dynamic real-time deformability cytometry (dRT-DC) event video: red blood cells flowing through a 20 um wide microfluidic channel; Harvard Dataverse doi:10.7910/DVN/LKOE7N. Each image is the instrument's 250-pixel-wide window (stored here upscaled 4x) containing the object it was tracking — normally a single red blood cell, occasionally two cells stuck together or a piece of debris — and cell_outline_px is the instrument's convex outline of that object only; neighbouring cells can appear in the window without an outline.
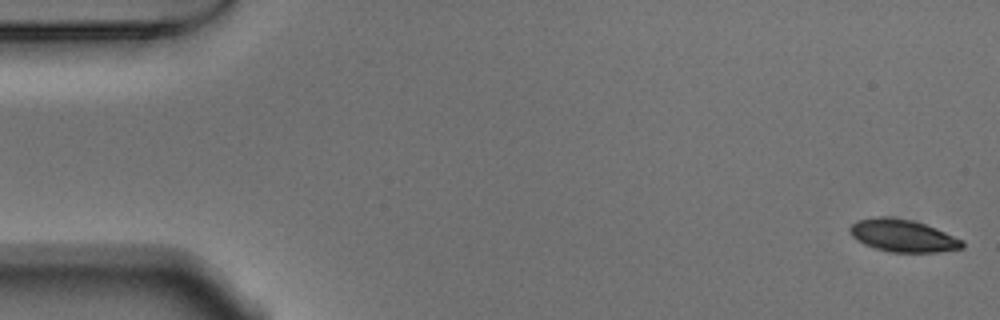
{"species": "Egyptian fruit bat (a non-hibernating species)", "species_latin": "Rousettus aegyptiacus", "temperature_condition": "warm", "stored_images_in_passage": 53, "camera_frame_rate_fps": 3000, "um_per_image_px": 0.085, "animal": {"sex": "male"}, "frame": {"image": 1, "passage_image": 1, "time_ms": 0.0, "image_size_px": [1000, 320], "cell_outline_px": [[964, 248], [936, 252], [888, 252], [864, 244], [852, 236], [848, 228], [856, 220], [880, 216], [884, 216], [912, 220], [936, 228], [964, 240]], "centroid_in_image_um": [76.75, 20.03], "position_along_channel_um": 8.3, "area_um2": 21.21}}
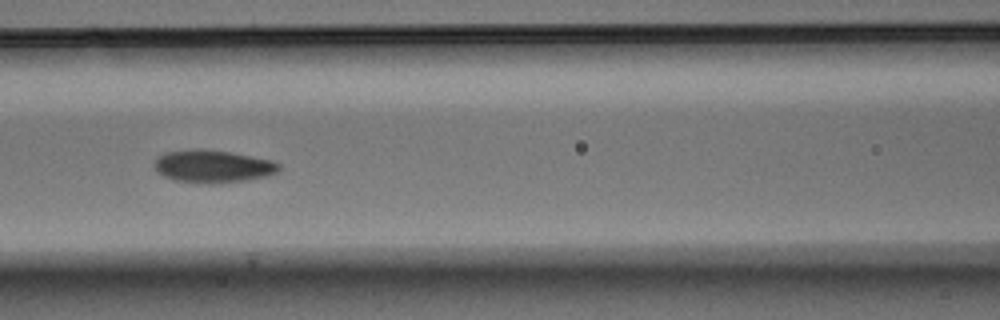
{"frame": {"image": 2, "passage_image": 23, "time_ms": 7.333, "image_size_px": [1000, 320], "cell_outline_px": [[280, 168], [276, 172], [268, 176], [248, 180], [212, 184], [196, 184], [172, 180], [156, 172], [152, 164], [156, 156], [164, 152], [196, 148], [204, 148], [232, 152], [272, 160], [280, 164]], "centroid_in_image_um": [18.02, 14.14], "position_along_channel_um": 148.6, "area_um2": 24.51}}
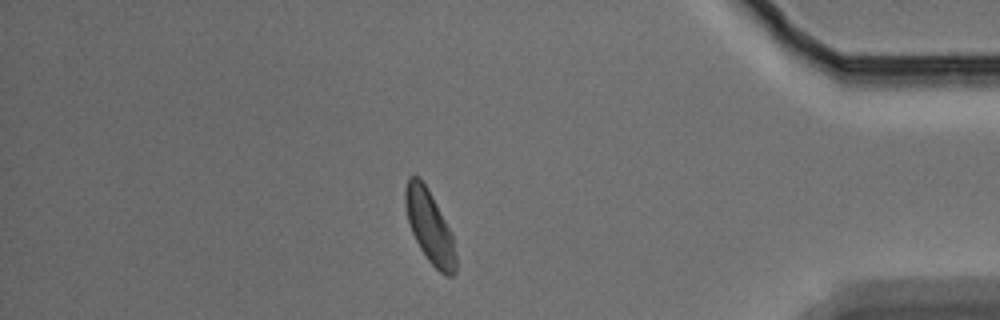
{"frame": {"image": 3, "passage_image": 46, "time_ms": 15.0, "image_size_px": [1000, 320], "cell_outline_px": [[456, 272], [452, 276], [444, 276], [428, 260], [420, 248], [412, 232], [408, 220], [404, 204], [404, 188], [408, 176], [420, 176], [432, 196], [452, 236], [456, 256]], "centroid_in_image_um": [36.49, 19.25], "position_along_channel_um": 398.7, "area_um2": 21.1}, "authors_computed_cell_mechanics": {"area_um2": 22.253, "velocity_mm_per_s": 3.7412, "shape_relaxation_time_tau1_ms": 2.9587, "shape_relaxation_time_tau2_ms": 2.9811, "deformation_change_tau1": 0.1079, "deformation_change_tau2": 0.0838}}